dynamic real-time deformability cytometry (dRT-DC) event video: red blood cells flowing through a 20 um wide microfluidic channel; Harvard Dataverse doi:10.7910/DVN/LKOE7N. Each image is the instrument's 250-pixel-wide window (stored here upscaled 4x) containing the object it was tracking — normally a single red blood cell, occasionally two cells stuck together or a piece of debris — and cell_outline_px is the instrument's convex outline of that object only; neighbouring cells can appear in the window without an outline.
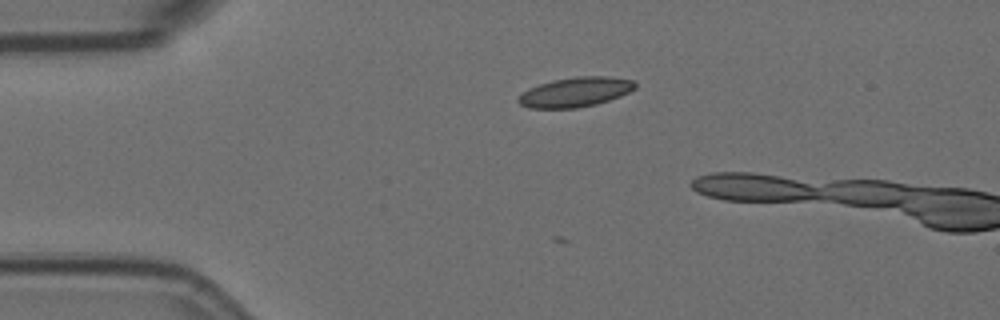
{"species": "Egyptian fruit bat (a non-hibernating species)", "species_latin": "Rousettus aegyptiacus", "temperature_condition": "room temperature", "stored_images_in_passage": 6, "camera_frame_rate_fps": 3000, "um_per_image_px": 0.085, "animal": {"sex": "female"}, "frame": {"image": 1, "passage_image": 4, "time_ms": 1.0, "image_size_px": [1000, 320], "cell_outline_px": [[636, 88], [620, 96], [596, 104], [576, 108], [528, 108], [520, 104], [516, 100], [524, 92], [540, 84], [552, 80], [576, 76], [608, 76], [632, 80], [636, 84]], "centroid_in_image_um": [48.92, 7.82], "position_along_channel_um": 36.1, "area_um2": 20.0}}